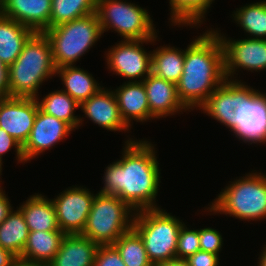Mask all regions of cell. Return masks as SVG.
<instances>
[{"label":"cell","mask_w":266,"mask_h":266,"mask_svg":"<svg viewBox=\"0 0 266 266\" xmlns=\"http://www.w3.org/2000/svg\"><path fill=\"white\" fill-rule=\"evenodd\" d=\"M93 266H126L113 245H99Z\"/></svg>","instance_id":"34"},{"label":"cell","mask_w":266,"mask_h":266,"mask_svg":"<svg viewBox=\"0 0 266 266\" xmlns=\"http://www.w3.org/2000/svg\"><path fill=\"white\" fill-rule=\"evenodd\" d=\"M225 80L223 47L208 28L185 49L183 73L176 84L178 98L189 112L198 110Z\"/></svg>","instance_id":"2"},{"label":"cell","mask_w":266,"mask_h":266,"mask_svg":"<svg viewBox=\"0 0 266 266\" xmlns=\"http://www.w3.org/2000/svg\"><path fill=\"white\" fill-rule=\"evenodd\" d=\"M115 94L120 114L131 128L134 122L145 123L156 118L150 113L147 93L143 82H124L112 90Z\"/></svg>","instance_id":"19"},{"label":"cell","mask_w":266,"mask_h":266,"mask_svg":"<svg viewBox=\"0 0 266 266\" xmlns=\"http://www.w3.org/2000/svg\"><path fill=\"white\" fill-rule=\"evenodd\" d=\"M2 165H3V161H2V159L0 158V177H2L1 175H2ZM1 179V178H0Z\"/></svg>","instance_id":"43"},{"label":"cell","mask_w":266,"mask_h":266,"mask_svg":"<svg viewBox=\"0 0 266 266\" xmlns=\"http://www.w3.org/2000/svg\"><path fill=\"white\" fill-rule=\"evenodd\" d=\"M149 40H121L105 53L107 68L113 74L128 79L127 82H142L151 73L152 52H147L143 45L153 44ZM139 79V80H138Z\"/></svg>","instance_id":"9"},{"label":"cell","mask_w":266,"mask_h":266,"mask_svg":"<svg viewBox=\"0 0 266 266\" xmlns=\"http://www.w3.org/2000/svg\"><path fill=\"white\" fill-rule=\"evenodd\" d=\"M55 75L62 80L61 90L69 94L79 105L103 87L91 73L75 65L56 68Z\"/></svg>","instance_id":"23"},{"label":"cell","mask_w":266,"mask_h":266,"mask_svg":"<svg viewBox=\"0 0 266 266\" xmlns=\"http://www.w3.org/2000/svg\"><path fill=\"white\" fill-rule=\"evenodd\" d=\"M3 191V188H0V224L8 217V214L13 210L11 201Z\"/></svg>","instance_id":"37"},{"label":"cell","mask_w":266,"mask_h":266,"mask_svg":"<svg viewBox=\"0 0 266 266\" xmlns=\"http://www.w3.org/2000/svg\"><path fill=\"white\" fill-rule=\"evenodd\" d=\"M36 100L41 111L68 123L74 130L78 129L84 121L83 117L75 115V109L80 108V105L61 89L51 91L42 99L36 97Z\"/></svg>","instance_id":"25"},{"label":"cell","mask_w":266,"mask_h":266,"mask_svg":"<svg viewBox=\"0 0 266 266\" xmlns=\"http://www.w3.org/2000/svg\"><path fill=\"white\" fill-rule=\"evenodd\" d=\"M264 247H262L263 249L261 250L262 252H260V256L258 257V266H266V245H263Z\"/></svg>","instance_id":"42"},{"label":"cell","mask_w":266,"mask_h":266,"mask_svg":"<svg viewBox=\"0 0 266 266\" xmlns=\"http://www.w3.org/2000/svg\"><path fill=\"white\" fill-rule=\"evenodd\" d=\"M255 89L241 80H225L215 89L199 108L204 115L211 116L217 122L233 132L235 109L244 102Z\"/></svg>","instance_id":"13"},{"label":"cell","mask_w":266,"mask_h":266,"mask_svg":"<svg viewBox=\"0 0 266 266\" xmlns=\"http://www.w3.org/2000/svg\"><path fill=\"white\" fill-rule=\"evenodd\" d=\"M9 97L8 67L0 60V98Z\"/></svg>","instance_id":"38"},{"label":"cell","mask_w":266,"mask_h":266,"mask_svg":"<svg viewBox=\"0 0 266 266\" xmlns=\"http://www.w3.org/2000/svg\"><path fill=\"white\" fill-rule=\"evenodd\" d=\"M97 0H52L50 28L96 13Z\"/></svg>","instance_id":"30"},{"label":"cell","mask_w":266,"mask_h":266,"mask_svg":"<svg viewBox=\"0 0 266 266\" xmlns=\"http://www.w3.org/2000/svg\"><path fill=\"white\" fill-rule=\"evenodd\" d=\"M16 258L10 251L0 247V266H10Z\"/></svg>","instance_id":"39"},{"label":"cell","mask_w":266,"mask_h":266,"mask_svg":"<svg viewBox=\"0 0 266 266\" xmlns=\"http://www.w3.org/2000/svg\"><path fill=\"white\" fill-rule=\"evenodd\" d=\"M52 0H1V14L32 29L50 28Z\"/></svg>","instance_id":"17"},{"label":"cell","mask_w":266,"mask_h":266,"mask_svg":"<svg viewBox=\"0 0 266 266\" xmlns=\"http://www.w3.org/2000/svg\"><path fill=\"white\" fill-rule=\"evenodd\" d=\"M189 266H218L219 255L199 250L193 255H190L187 259Z\"/></svg>","instance_id":"36"},{"label":"cell","mask_w":266,"mask_h":266,"mask_svg":"<svg viewBox=\"0 0 266 266\" xmlns=\"http://www.w3.org/2000/svg\"><path fill=\"white\" fill-rule=\"evenodd\" d=\"M200 248L203 251L219 255L223 247L221 232L211 227L199 228Z\"/></svg>","instance_id":"33"},{"label":"cell","mask_w":266,"mask_h":266,"mask_svg":"<svg viewBox=\"0 0 266 266\" xmlns=\"http://www.w3.org/2000/svg\"><path fill=\"white\" fill-rule=\"evenodd\" d=\"M84 117L107 131L127 132L132 129L122 119L115 94L101 87L93 96L80 104Z\"/></svg>","instance_id":"16"},{"label":"cell","mask_w":266,"mask_h":266,"mask_svg":"<svg viewBox=\"0 0 266 266\" xmlns=\"http://www.w3.org/2000/svg\"><path fill=\"white\" fill-rule=\"evenodd\" d=\"M211 29L217 34L223 47L224 70L227 80L239 81L237 75L239 70L242 69L250 72L266 70L265 39L247 37L239 40L233 38L232 40V38H227V36L221 34V30H217L218 28L216 30Z\"/></svg>","instance_id":"10"},{"label":"cell","mask_w":266,"mask_h":266,"mask_svg":"<svg viewBox=\"0 0 266 266\" xmlns=\"http://www.w3.org/2000/svg\"><path fill=\"white\" fill-rule=\"evenodd\" d=\"M215 0H169L170 24L195 28L204 24L205 15ZM184 25V26H183Z\"/></svg>","instance_id":"28"},{"label":"cell","mask_w":266,"mask_h":266,"mask_svg":"<svg viewBox=\"0 0 266 266\" xmlns=\"http://www.w3.org/2000/svg\"><path fill=\"white\" fill-rule=\"evenodd\" d=\"M83 187L73 185L51 199L59 228L65 234H81L86 225L95 194Z\"/></svg>","instance_id":"11"},{"label":"cell","mask_w":266,"mask_h":266,"mask_svg":"<svg viewBox=\"0 0 266 266\" xmlns=\"http://www.w3.org/2000/svg\"><path fill=\"white\" fill-rule=\"evenodd\" d=\"M34 31L11 18L0 14V60L12 65Z\"/></svg>","instance_id":"22"},{"label":"cell","mask_w":266,"mask_h":266,"mask_svg":"<svg viewBox=\"0 0 266 266\" xmlns=\"http://www.w3.org/2000/svg\"><path fill=\"white\" fill-rule=\"evenodd\" d=\"M124 144L121 159L105 168L104 186L98 192L118 196L135 212L160 208L155 200L162 177L155 145L130 137Z\"/></svg>","instance_id":"1"},{"label":"cell","mask_w":266,"mask_h":266,"mask_svg":"<svg viewBox=\"0 0 266 266\" xmlns=\"http://www.w3.org/2000/svg\"><path fill=\"white\" fill-rule=\"evenodd\" d=\"M156 266H189L186 259L173 258L168 261L157 264Z\"/></svg>","instance_id":"40"},{"label":"cell","mask_w":266,"mask_h":266,"mask_svg":"<svg viewBox=\"0 0 266 266\" xmlns=\"http://www.w3.org/2000/svg\"><path fill=\"white\" fill-rule=\"evenodd\" d=\"M38 108L36 98L1 97L0 128L23 146L32 130Z\"/></svg>","instance_id":"14"},{"label":"cell","mask_w":266,"mask_h":266,"mask_svg":"<svg viewBox=\"0 0 266 266\" xmlns=\"http://www.w3.org/2000/svg\"><path fill=\"white\" fill-rule=\"evenodd\" d=\"M183 224L180 218L160 207L135 212L132 228L141 236L148 258L156 266L176 258L178 234Z\"/></svg>","instance_id":"6"},{"label":"cell","mask_w":266,"mask_h":266,"mask_svg":"<svg viewBox=\"0 0 266 266\" xmlns=\"http://www.w3.org/2000/svg\"><path fill=\"white\" fill-rule=\"evenodd\" d=\"M245 144H266V93L255 90L235 109L233 132Z\"/></svg>","instance_id":"12"},{"label":"cell","mask_w":266,"mask_h":266,"mask_svg":"<svg viewBox=\"0 0 266 266\" xmlns=\"http://www.w3.org/2000/svg\"><path fill=\"white\" fill-rule=\"evenodd\" d=\"M10 266H48L44 263L32 262L17 257Z\"/></svg>","instance_id":"41"},{"label":"cell","mask_w":266,"mask_h":266,"mask_svg":"<svg viewBox=\"0 0 266 266\" xmlns=\"http://www.w3.org/2000/svg\"><path fill=\"white\" fill-rule=\"evenodd\" d=\"M247 173L224 187L220 194L204 210L215 214H225L242 221L266 219V174Z\"/></svg>","instance_id":"4"},{"label":"cell","mask_w":266,"mask_h":266,"mask_svg":"<svg viewBox=\"0 0 266 266\" xmlns=\"http://www.w3.org/2000/svg\"><path fill=\"white\" fill-rule=\"evenodd\" d=\"M181 50L179 47L163 45L151 51V73L166 81L177 84L184 68L185 49Z\"/></svg>","instance_id":"26"},{"label":"cell","mask_w":266,"mask_h":266,"mask_svg":"<svg viewBox=\"0 0 266 266\" xmlns=\"http://www.w3.org/2000/svg\"><path fill=\"white\" fill-rule=\"evenodd\" d=\"M44 33L49 39L56 68L76 65L103 35L96 13L59 24Z\"/></svg>","instance_id":"5"},{"label":"cell","mask_w":266,"mask_h":266,"mask_svg":"<svg viewBox=\"0 0 266 266\" xmlns=\"http://www.w3.org/2000/svg\"><path fill=\"white\" fill-rule=\"evenodd\" d=\"M113 246L126 266H154L147 256L141 236L133 228L122 234Z\"/></svg>","instance_id":"31"},{"label":"cell","mask_w":266,"mask_h":266,"mask_svg":"<svg viewBox=\"0 0 266 266\" xmlns=\"http://www.w3.org/2000/svg\"><path fill=\"white\" fill-rule=\"evenodd\" d=\"M15 148L17 163H26L23 155V148L17 140L10 136L4 129L0 128V158L3 160L4 154Z\"/></svg>","instance_id":"35"},{"label":"cell","mask_w":266,"mask_h":266,"mask_svg":"<svg viewBox=\"0 0 266 266\" xmlns=\"http://www.w3.org/2000/svg\"><path fill=\"white\" fill-rule=\"evenodd\" d=\"M134 215L118 196L97 192L81 234L98 245H113L133 227Z\"/></svg>","instance_id":"7"},{"label":"cell","mask_w":266,"mask_h":266,"mask_svg":"<svg viewBox=\"0 0 266 266\" xmlns=\"http://www.w3.org/2000/svg\"><path fill=\"white\" fill-rule=\"evenodd\" d=\"M75 131L68 123L48 115L38 108L32 130L22 146L26 163L67 138Z\"/></svg>","instance_id":"15"},{"label":"cell","mask_w":266,"mask_h":266,"mask_svg":"<svg viewBox=\"0 0 266 266\" xmlns=\"http://www.w3.org/2000/svg\"><path fill=\"white\" fill-rule=\"evenodd\" d=\"M99 245L82 234H66L48 266H93Z\"/></svg>","instance_id":"20"},{"label":"cell","mask_w":266,"mask_h":266,"mask_svg":"<svg viewBox=\"0 0 266 266\" xmlns=\"http://www.w3.org/2000/svg\"><path fill=\"white\" fill-rule=\"evenodd\" d=\"M24 215L29 231H61L52 200L35 193L18 207Z\"/></svg>","instance_id":"21"},{"label":"cell","mask_w":266,"mask_h":266,"mask_svg":"<svg viewBox=\"0 0 266 266\" xmlns=\"http://www.w3.org/2000/svg\"><path fill=\"white\" fill-rule=\"evenodd\" d=\"M55 73L49 39L44 32H34L8 67L9 96L36 98L42 84L56 77Z\"/></svg>","instance_id":"3"},{"label":"cell","mask_w":266,"mask_h":266,"mask_svg":"<svg viewBox=\"0 0 266 266\" xmlns=\"http://www.w3.org/2000/svg\"><path fill=\"white\" fill-rule=\"evenodd\" d=\"M29 235L25 218L21 210H13L0 224V247L20 257Z\"/></svg>","instance_id":"27"},{"label":"cell","mask_w":266,"mask_h":266,"mask_svg":"<svg viewBox=\"0 0 266 266\" xmlns=\"http://www.w3.org/2000/svg\"><path fill=\"white\" fill-rule=\"evenodd\" d=\"M65 235L62 231H29L24 250L19 258L48 264L59 251Z\"/></svg>","instance_id":"24"},{"label":"cell","mask_w":266,"mask_h":266,"mask_svg":"<svg viewBox=\"0 0 266 266\" xmlns=\"http://www.w3.org/2000/svg\"><path fill=\"white\" fill-rule=\"evenodd\" d=\"M149 11L126 0H97L96 14L102 33L113 30L123 40H149L157 30Z\"/></svg>","instance_id":"8"},{"label":"cell","mask_w":266,"mask_h":266,"mask_svg":"<svg viewBox=\"0 0 266 266\" xmlns=\"http://www.w3.org/2000/svg\"><path fill=\"white\" fill-rule=\"evenodd\" d=\"M142 82L146 89L150 113L156 120L188 111L178 98L176 84L153 73H150Z\"/></svg>","instance_id":"18"},{"label":"cell","mask_w":266,"mask_h":266,"mask_svg":"<svg viewBox=\"0 0 266 266\" xmlns=\"http://www.w3.org/2000/svg\"><path fill=\"white\" fill-rule=\"evenodd\" d=\"M199 250H201L199 229H189L184 223L178 234L176 258L187 259Z\"/></svg>","instance_id":"32"},{"label":"cell","mask_w":266,"mask_h":266,"mask_svg":"<svg viewBox=\"0 0 266 266\" xmlns=\"http://www.w3.org/2000/svg\"><path fill=\"white\" fill-rule=\"evenodd\" d=\"M233 20L250 38L266 40V1L246 4L232 12Z\"/></svg>","instance_id":"29"}]
</instances>
